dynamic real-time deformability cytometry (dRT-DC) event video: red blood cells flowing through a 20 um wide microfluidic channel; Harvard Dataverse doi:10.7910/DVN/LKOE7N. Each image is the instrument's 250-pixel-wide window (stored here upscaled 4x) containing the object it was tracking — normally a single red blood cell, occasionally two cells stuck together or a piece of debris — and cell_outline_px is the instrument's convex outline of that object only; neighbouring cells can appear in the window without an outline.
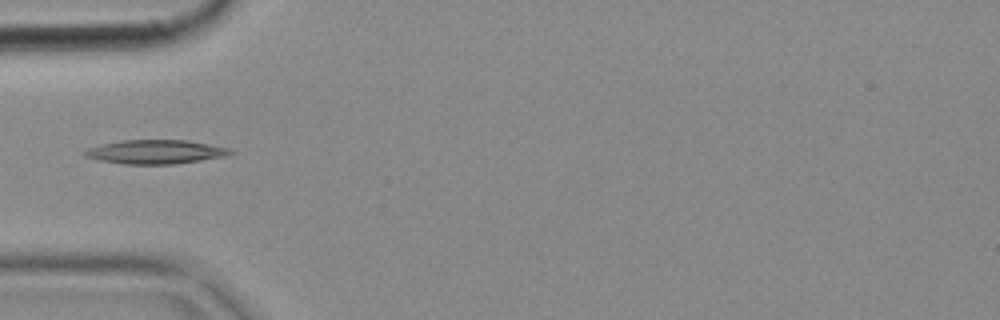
{"species": "common noctule bat (a hibernating species)", "species_latin": "Nyctalus noctula", "temperature_condition": "cold", "stored_images_in_passage": 6, "camera_frame_rate_fps": 3000, "um_per_image_px": 0.085, "animal": {"sex": "female", "body_mass_g": 18.4}, "frame": {"image": 1, "passage_image": 5, "time_ms": 1.333, "image_size_px": [1000, 320], "cell_outline_px": [[236, 152], [228, 156], [172, 164], [124, 164], [100, 160], [84, 156], [84, 152], [88, 148], [120, 140], [188, 140], [232, 148]], "centroid_in_image_um": [13.3, 12.9], "position_along_channel_um": 71.7, "area_um2": 20.35}}
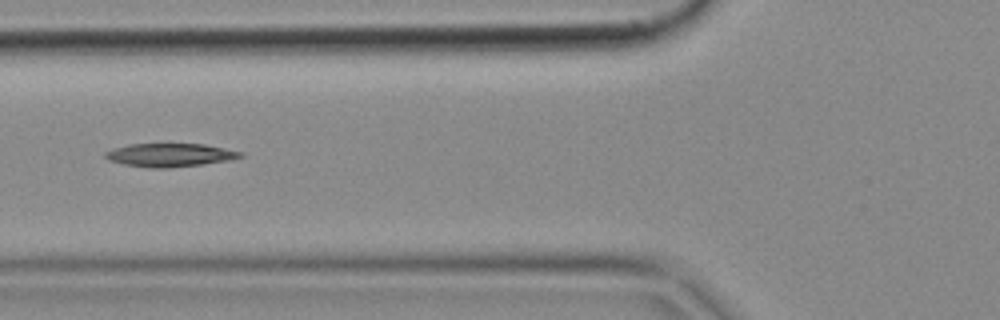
{"frame": {"image": 2, "passage_image": 6, "time_ms": 1.667, "image_size_px": [1000, 320], "cell_outline_px": [[244, 156], [228, 160], [204, 164], [168, 168], [152, 168], [124, 164], [108, 160], [104, 156], [104, 152], [112, 148], [128, 144], [204, 144], [244, 152]], "centroid_in_image_um": [14.43, 13.17], "position_along_channel_um": 111.4, "area_um2": 18.44}}